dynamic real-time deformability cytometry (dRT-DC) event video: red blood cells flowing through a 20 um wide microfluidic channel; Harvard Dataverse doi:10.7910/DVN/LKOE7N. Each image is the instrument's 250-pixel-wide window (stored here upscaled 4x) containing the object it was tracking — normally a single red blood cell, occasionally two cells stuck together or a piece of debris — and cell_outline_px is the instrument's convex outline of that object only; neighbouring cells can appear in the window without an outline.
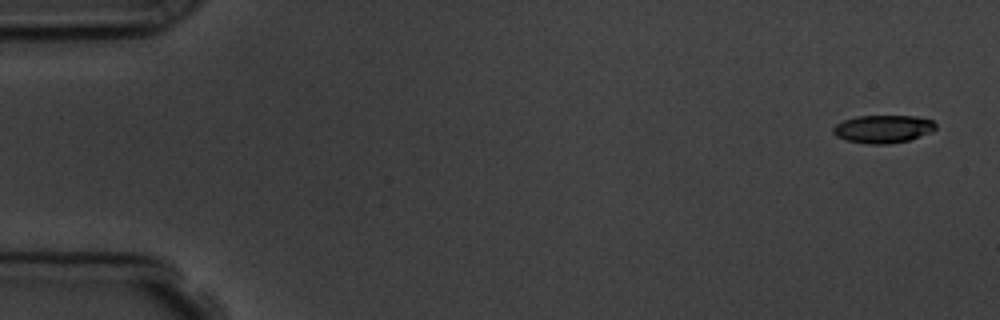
{"species": "common noctule bat (a hibernating species)", "species_latin": "Nyctalus noctula", "temperature_condition": "room temperature", "stored_images_in_passage": 4, "camera_frame_rate_fps": 3000, "um_per_image_px": 0.085, "animal": {"sex": "male", "body_mass_g": 19.5, "forearm_length_mm": 54.6}, "frame": {"image": 1, "passage_image": 1, "time_ms": 0.0, "image_size_px": [1000, 320], "cell_outline_px": [[936, 128], [928, 132], [908, 140], [888, 144], [868, 144], [848, 140], [836, 136], [832, 132], [832, 128], [836, 124], [844, 120], [856, 116], [916, 116], [932, 120], [936, 124]], "centroid_in_image_um": [75.02, 10.95], "position_along_channel_um": 10.0, "area_um2": 16.47}}
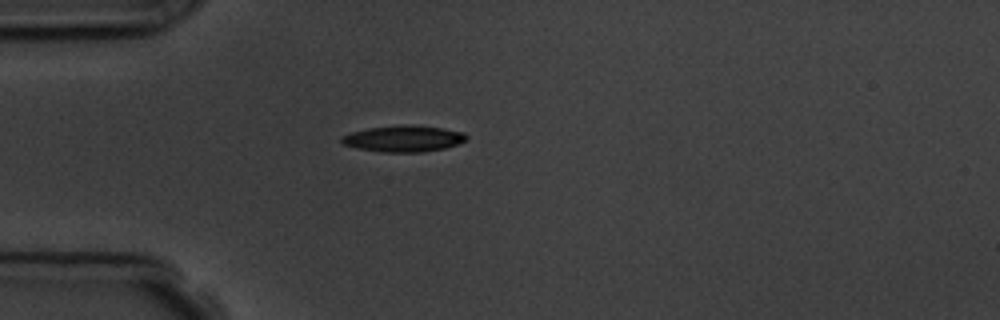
{"frame": {"image": 2, "passage_image": 4, "time_ms": 4.333, "image_size_px": [1000, 320], "cell_outline_px": [[468, 136], [464, 140], [456, 144], [444, 148], [420, 152], [384, 152], [356, 148], [344, 144], [340, 140], [340, 136], [352, 132], [368, 128], [440, 128], [464, 132]], "centroid_in_image_um": [34.25, 11.84], "position_along_channel_um": 50.7, "area_um2": 17.86}}